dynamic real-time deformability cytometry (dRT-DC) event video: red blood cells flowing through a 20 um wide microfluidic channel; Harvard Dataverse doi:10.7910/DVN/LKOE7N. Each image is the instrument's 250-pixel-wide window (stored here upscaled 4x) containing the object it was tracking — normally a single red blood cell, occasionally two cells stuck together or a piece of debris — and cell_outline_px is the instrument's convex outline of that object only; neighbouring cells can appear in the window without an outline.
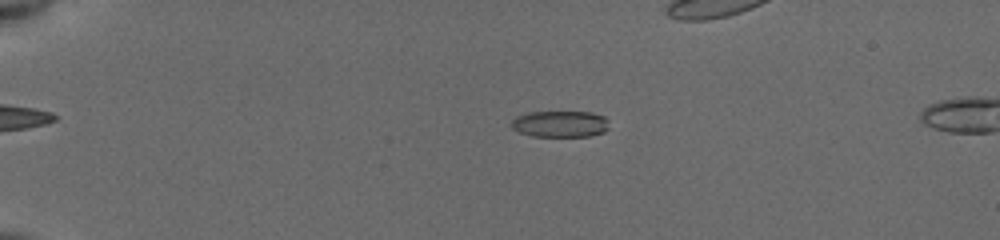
{"species": "common noctule bat (a hibernating species)", "species_latin": "Nyctalus noctula", "temperature_condition": "cold", "stored_images_in_passage": 48, "camera_frame_rate_fps": 3000, "um_per_image_px": 0.085, "animal": {"sex": "female", "body_mass_g": 19.5, "forearm_length_mm": 54.1}, "frame": {"image": 1, "passage_image": 12, "time_ms": 3.667, "image_size_px": [1000, 240], "cell_outline_px": [[608, 128], [604, 132], [588, 136], [532, 136], [520, 132], [512, 128], [512, 120], [516, 116], [528, 112], [592, 112], [604, 116], [608, 120]], "centroid_in_image_um": [47.63, 10.53], "position_along_channel_um": 37.4, "area_um2": 15.03}}
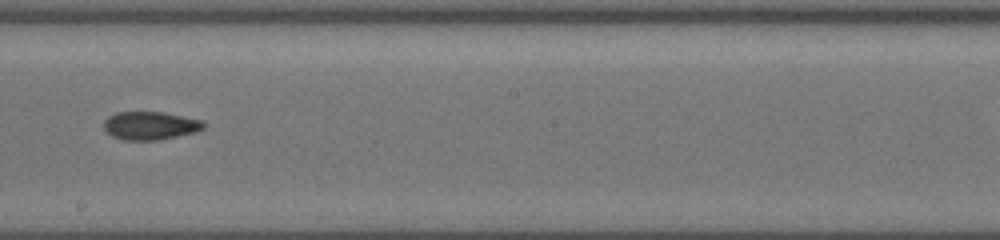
{"frame": {"image": 2, "passage_image": 32, "time_ms": 10.333, "image_size_px": [1000, 240], "cell_outline_px": [[204, 128], [196, 132], [160, 140], [120, 140], [104, 132], [104, 120], [108, 116], [116, 112], [164, 112], [200, 120], [204, 124]], "centroid_in_image_um": [12.71, 10.69], "position_along_channel_um": 235.5, "area_um2": 16.53}}
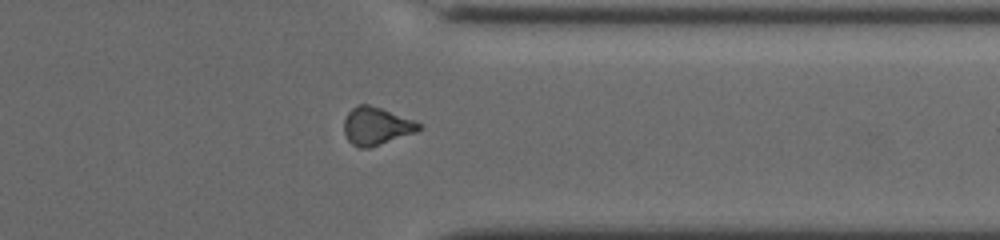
{"frame": {"image": 3, "passage_image": 43, "time_ms": 14.0, "image_size_px": [1000, 240], "cell_outline_px": [[420, 128], [416, 132], [368, 148], [360, 148], [352, 144], [348, 140], [344, 132], [344, 120], [348, 112], [356, 104], [368, 104], [380, 108], [412, 120], [420, 124]], "centroid_in_image_um": [31.93, 10.71], "position_along_channel_um": 379.5, "area_um2": 16.13}}